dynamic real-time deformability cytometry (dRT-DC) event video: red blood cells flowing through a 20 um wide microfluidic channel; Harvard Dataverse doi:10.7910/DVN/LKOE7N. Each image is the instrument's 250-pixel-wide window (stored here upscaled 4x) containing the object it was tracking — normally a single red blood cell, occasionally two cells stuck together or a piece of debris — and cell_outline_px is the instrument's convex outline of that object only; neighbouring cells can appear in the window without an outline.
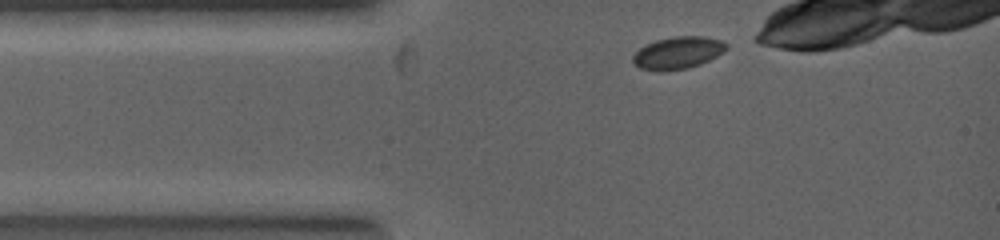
{"species": "common noctule bat (a hibernating species)", "species_latin": "Nyctalus noctula", "temperature_condition": "warm", "stored_images_in_passage": 3, "camera_frame_rate_fps": 5000, "um_per_image_px": 0.085, "animal": {"sex": "female", "body_mass_g": 19.0, "forearm_length_mm": 53.3}, "frame": {"image": 1, "passage_image": 1, "time_ms": 0.0, "image_size_px": [1000, 240], "cell_outline_px": [[728, 48], [716, 56], [700, 64], [688, 68], [640, 68], [632, 60], [632, 56], [640, 48], [656, 40], [676, 36], [704, 36], [720, 40], [728, 44]], "centroid_in_image_um": [57.67, 4.43], "position_along_channel_um": 27.3, "area_um2": 16.76}}